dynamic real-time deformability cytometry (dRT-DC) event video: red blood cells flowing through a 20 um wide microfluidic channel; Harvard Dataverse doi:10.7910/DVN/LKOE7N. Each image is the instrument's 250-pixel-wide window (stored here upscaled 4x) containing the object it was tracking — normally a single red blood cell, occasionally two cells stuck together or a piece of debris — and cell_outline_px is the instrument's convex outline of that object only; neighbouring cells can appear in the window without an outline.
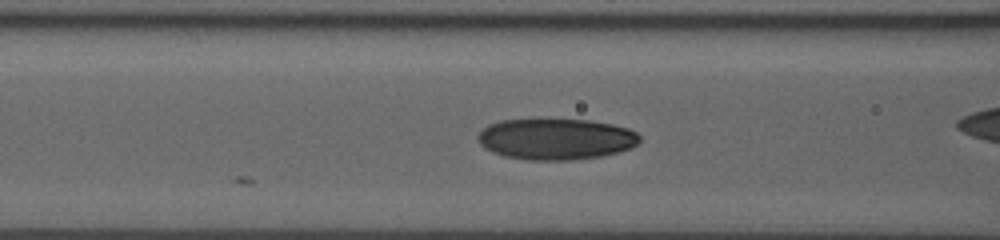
{"species": "human", "species_latin": "Homo sapiens", "temperature_condition": "room temperature", "stored_images_in_passage": 41, "camera_frame_rate_fps": 3000, "um_per_image_px": 0.085, "donor": {"sex": "male"}, "frame": {"image": 1, "passage_image": 21, "time_ms": 6.667, "image_size_px": [1000, 240], "cell_outline_px": [[640, 140], [636, 144], [628, 148], [616, 152], [600, 156], [572, 160], [528, 160], [504, 156], [492, 152], [484, 148], [480, 144], [476, 136], [488, 124], [504, 120], [588, 120], [612, 124], [628, 128], [636, 132], [640, 136]], "centroid_in_image_um": [47.22, 11.82], "position_along_channel_um": 119.4, "area_um2": 38.55}}
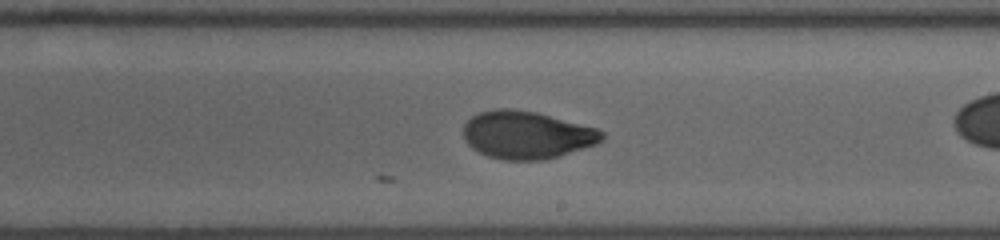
{"frame": {"image": 2, "passage_image": 30, "time_ms": 9.667, "image_size_px": [1000, 240], "cell_outline_px": [[604, 136], [596, 144], [560, 156], [544, 160], [504, 160], [488, 156], [472, 148], [464, 140], [464, 124], [472, 116], [480, 112], [496, 108], [508, 108], [536, 112], [596, 128], [604, 132]], "centroid_in_image_um": [44.75, 11.47], "position_along_channel_um": 244.2, "area_um2": 38.38}}
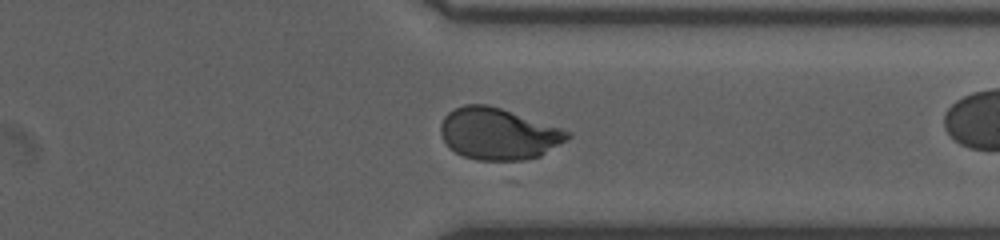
{"frame": {"image": 3, "passage_image": 39, "time_ms": 12.667, "image_size_px": [1000, 240], "cell_outline_px": [[572, 136], [540, 156], [524, 160], [476, 160], [464, 156], [448, 148], [440, 132], [440, 124], [444, 116], [448, 112], [464, 104], [488, 104], [572, 132]], "centroid_in_image_um": [42.33, 11.37], "position_along_channel_um": 369.1, "area_um2": 37.97}}